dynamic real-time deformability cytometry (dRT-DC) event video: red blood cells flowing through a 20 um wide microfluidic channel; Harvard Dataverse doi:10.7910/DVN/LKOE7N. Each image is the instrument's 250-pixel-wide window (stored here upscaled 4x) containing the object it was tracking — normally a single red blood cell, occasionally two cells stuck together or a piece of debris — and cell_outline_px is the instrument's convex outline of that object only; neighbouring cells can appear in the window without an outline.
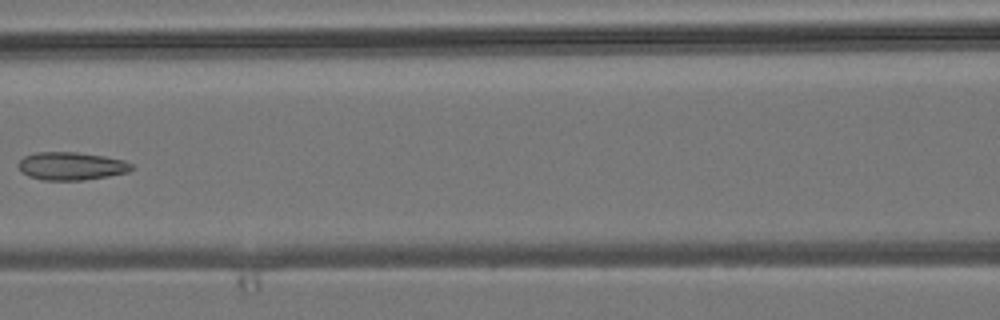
{"species": "common noctule bat (a hibernating species)", "species_latin": "Nyctalus noctula", "temperature_condition": "room temperature", "stored_images_in_passage": 6, "camera_frame_rate_fps": 3000, "um_per_image_px": 0.085, "animal": {"sex": "male", "body_mass_g": 19.2, "forearm_length_mm": 51.8}, "frame": {"image": 1, "passage_image": 6, "time_ms": 5.667, "image_size_px": [1000, 320], "cell_outline_px": [[136, 168], [128, 172], [108, 176], [84, 180], [44, 180], [28, 176], [16, 164], [24, 156], [36, 152], [76, 152], [104, 156], [124, 160], [132, 164]], "centroid_in_image_um": [6.09, 14.11], "position_along_channel_um": 160.5, "area_um2": 18.5}}